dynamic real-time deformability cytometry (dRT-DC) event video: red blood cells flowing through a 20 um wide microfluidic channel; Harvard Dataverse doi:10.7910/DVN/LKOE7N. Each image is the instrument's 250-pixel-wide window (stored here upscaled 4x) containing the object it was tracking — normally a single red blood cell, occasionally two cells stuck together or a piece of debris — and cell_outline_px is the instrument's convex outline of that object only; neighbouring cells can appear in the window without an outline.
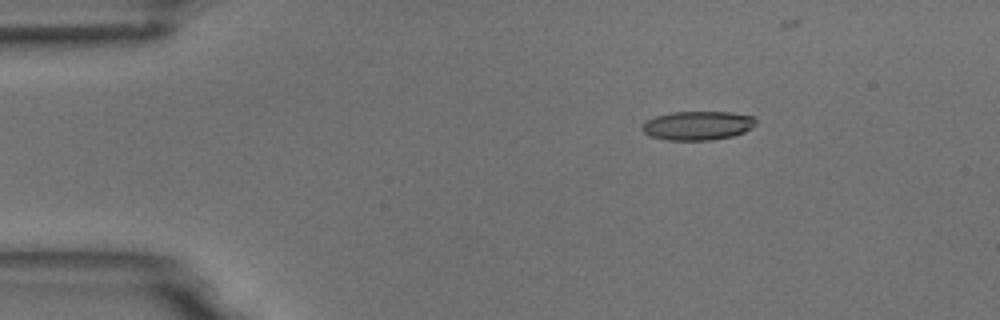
{"species": "common noctule bat (a hibernating species)", "species_latin": "Nyctalus noctula", "temperature_condition": "room temperature", "stored_images_in_passage": 5, "camera_frame_rate_fps": 3000, "um_per_image_px": 0.085, "animal": {"sex": "male", "body_mass_g": 18.8}, "frame": {"image": 1, "passage_image": 2, "time_ms": 1.333, "image_size_px": [1000, 320], "cell_outline_px": [[756, 124], [752, 128], [744, 132], [732, 136], [712, 140], [668, 140], [648, 136], [640, 128], [648, 120], [656, 116], [672, 112], [728, 112], [752, 116], [756, 120]], "centroid_in_image_um": [59.3, 10.68], "position_along_channel_um": 25.7, "area_um2": 19.13}}